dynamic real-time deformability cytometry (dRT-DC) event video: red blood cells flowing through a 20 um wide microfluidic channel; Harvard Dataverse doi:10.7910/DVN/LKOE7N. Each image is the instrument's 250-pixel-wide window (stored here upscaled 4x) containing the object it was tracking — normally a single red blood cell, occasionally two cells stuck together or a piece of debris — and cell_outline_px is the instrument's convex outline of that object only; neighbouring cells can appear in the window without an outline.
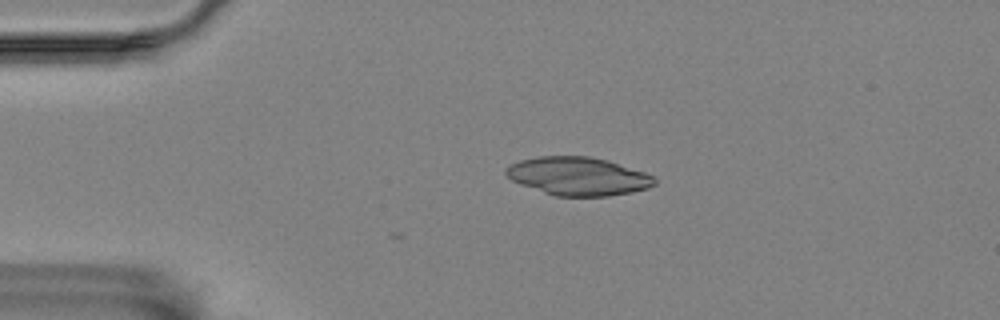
{"species": "Egyptian fruit bat (a non-hibernating species)", "species_latin": "Rousettus aegyptiacus", "temperature_condition": "room temperature", "stored_images_in_passage": 18, "camera_frame_rate_fps": 3000, "um_per_image_px": 0.085, "animal": {"sex": "female"}, "frame": {"image": 1, "passage_image": 1, "time_ms": 0.0, "image_size_px": [1000, 320], "cell_outline_px": [[656, 184], [648, 188], [632, 192], [608, 196], [556, 196], [520, 184], [512, 180], [504, 172], [512, 164], [520, 160], [540, 156], [588, 156], [608, 160], [644, 172], [652, 176], [656, 180]], "centroid_in_image_um": [49.16, 14.98], "position_along_channel_um": 35.8, "area_um2": 32.89}}
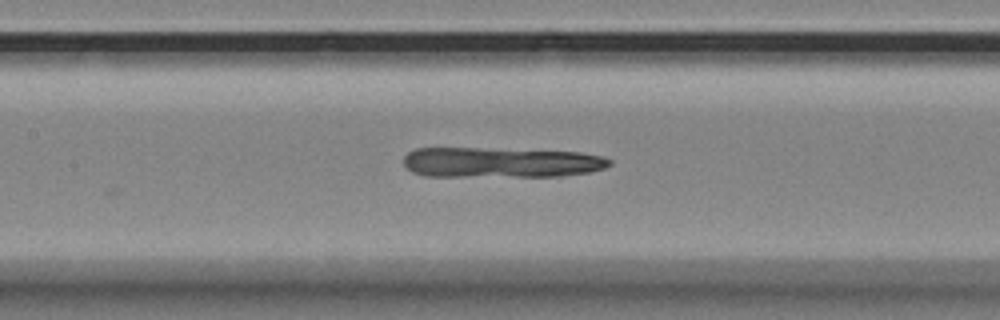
{"frame": {"image": 2, "passage_image": 15, "time_ms": 4.667, "image_size_px": [1000, 320], "cell_outline_px": [[612, 164], [604, 168], [588, 172], [560, 176], [428, 176], [412, 172], [404, 164], [404, 156], [408, 152], [416, 148], [476, 148], [580, 152], [604, 156], [612, 160]], "centroid_in_image_um": [42.58, 13.8], "position_along_channel_um": 164.8, "area_um2": 36.3}}